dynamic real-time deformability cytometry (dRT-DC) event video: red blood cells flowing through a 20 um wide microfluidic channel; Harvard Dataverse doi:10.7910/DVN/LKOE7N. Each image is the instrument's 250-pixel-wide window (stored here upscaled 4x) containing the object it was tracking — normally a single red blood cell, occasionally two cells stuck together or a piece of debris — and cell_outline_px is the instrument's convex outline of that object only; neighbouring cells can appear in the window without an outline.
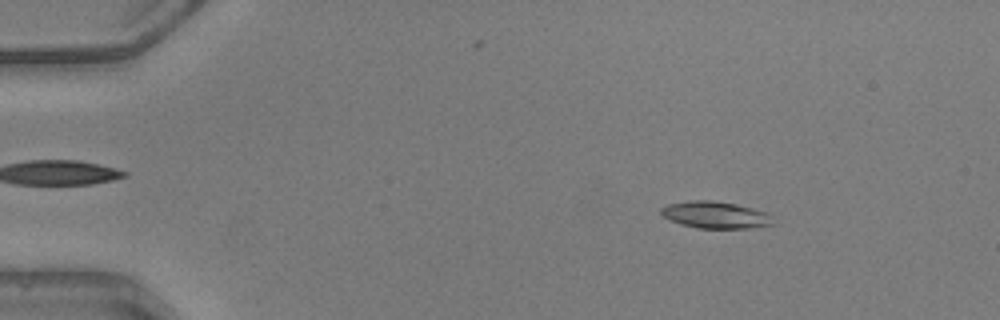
{"species": "common noctule bat (a hibernating species)", "species_latin": "Nyctalus noctula", "temperature_condition": "warm", "stored_images_in_passage": 49, "camera_frame_rate_fps": 3000, "um_per_image_px": 0.085, "animal": {"sex": "male", "body_mass_g": 20.5, "forearm_length_mm": 52.5}, "frame": {"image": 1, "passage_image": 7, "time_ms": 2.0, "image_size_px": [1000, 320], "cell_outline_px": [[776, 224], [752, 228], [696, 228], [680, 224], [664, 216], [660, 212], [660, 208], [668, 204], [688, 200], [712, 200], [736, 204], [768, 212], [772, 216]], "centroid_in_image_um": [60.85, 18.27], "position_along_channel_um": 24.1, "area_um2": 17.74}}
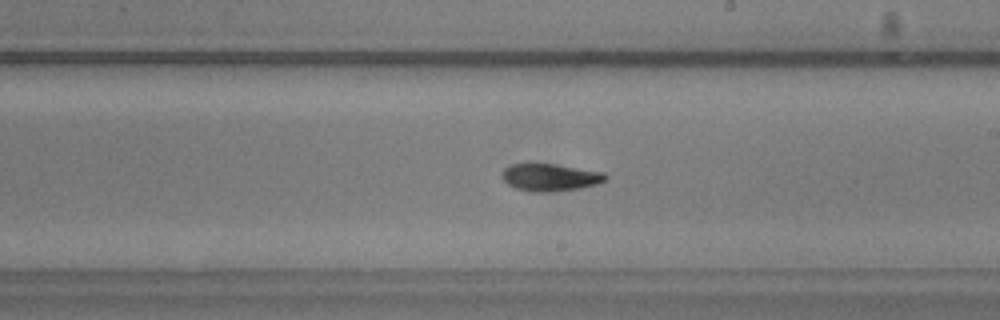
{"frame": {"image": 2, "passage_image": 29, "time_ms": 9.333, "image_size_px": [1000, 320], "cell_outline_px": [[608, 176], [604, 180], [596, 184], [580, 188], [556, 192], [532, 192], [516, 188], [508, 184], [500, 176], [504, 168], [512, 164], [556, 164], [600, 172]], "centroid_in_image_um": [46.71, 15.08], "position_along_channel_um": 242.3, "area_um2": 16.36}}
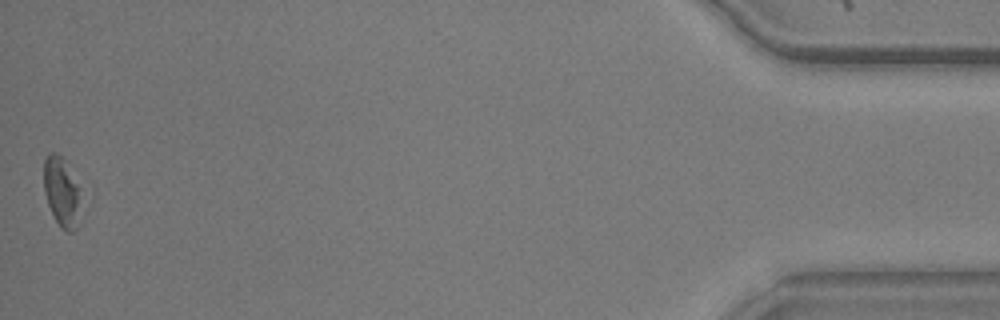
{"frame": {"image": 3, "passage_image": 49, "time_ms": 16.0, "image_size_px": [1000, 320], "cell_outline_px": [[84, 200], [80, 224], [72, 232], [68, 232], [60, 228], [48, 204], [44, 192], [44, 160], [52, 152], [56, 152], [60, 156]], "centroid_in_image_um": [5.29, 16.46], "position_along_channel_um": 429.9, "area_um2": 15.03}, "authors_computed_cell_mechanics": {"area_um2": 16.7042, "velocity_mm_per_s": 4.1389, "shape_relaxation_time_tau1_ms": 5.0172, "shape_relaxation_time_tau2_ms": 4.948, "deformation_change_tau1": 0.192, "deformation_change_tau2": 0.1055}}